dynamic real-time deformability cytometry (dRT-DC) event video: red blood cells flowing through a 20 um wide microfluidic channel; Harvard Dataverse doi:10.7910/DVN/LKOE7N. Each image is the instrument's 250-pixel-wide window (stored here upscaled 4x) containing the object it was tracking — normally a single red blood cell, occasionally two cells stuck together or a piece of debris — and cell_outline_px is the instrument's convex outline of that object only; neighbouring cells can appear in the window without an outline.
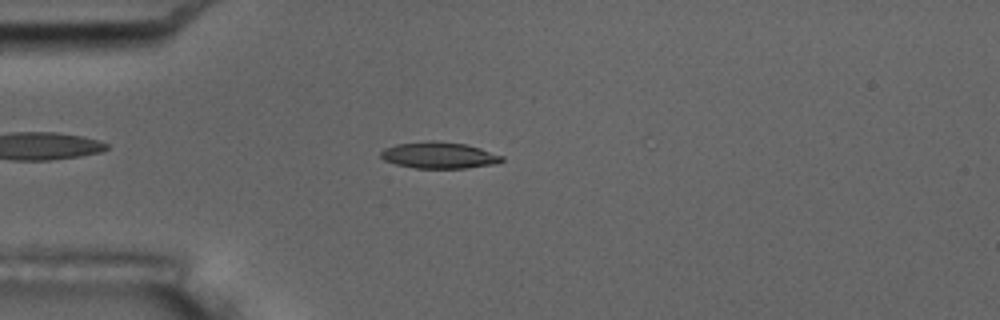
{"species": "common noctule bat (a hibernating species)", "species_latin": "Nyctalus noctula", "temperature_condition": "room temperature", "stored_images_in_passage": 5, "camera_frame_rate_fps": 3000, "um_per_image_px": 0.085, "animal": {"sex": "male", "body_mass_g": 17.5, "forearm_length_mm": 52.3}, "frame": {"image": 1, "passage_image": 3, "time_ms": 2.333, "image_size_px": [1000, 320], "cell_outline_px": [[504, 160], [496, 164], [468, 168], [416, 168], [396, 164], [384, 160], [380, 156], [380, 152], [384, 148], [396, 144], [432, 140], [464, 144], [480, 148], [504, 156]], "centroid_in_image_um": [37.33, 13.2], "position_along_channel_um": 47.7, "area_um2": 18.67}}